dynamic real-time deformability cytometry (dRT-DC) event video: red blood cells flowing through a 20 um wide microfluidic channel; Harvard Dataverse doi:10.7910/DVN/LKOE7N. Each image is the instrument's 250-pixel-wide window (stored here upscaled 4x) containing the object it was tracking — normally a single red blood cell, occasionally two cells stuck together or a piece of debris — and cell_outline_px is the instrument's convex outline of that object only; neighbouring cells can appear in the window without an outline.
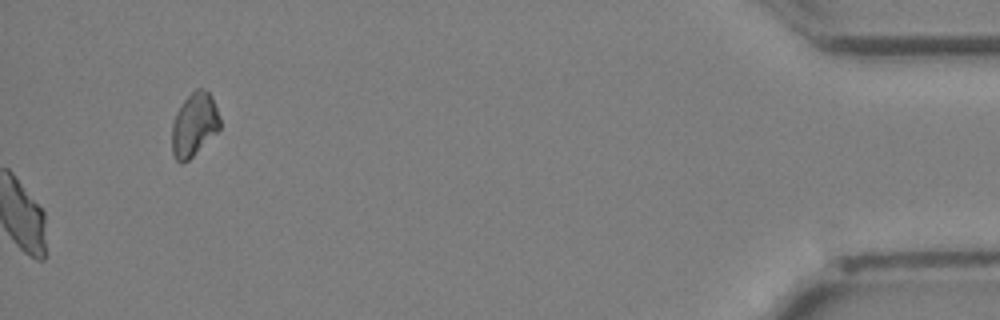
{"species": "Egyptian fruit bat (a non-hibernating species)", "species_latin": "Rousettus aegyptiacus", "temperature_condition": "cold", "stored_images_in_passage": 37, "camera_frame_rate_fps": 3000, "um_per_image_px": 0.085, "animal": {"sex": "female"}, "frame": {"image": 1, "passage_image": 37, "time_ms": 12.0, "image_size_px": [1000, 320], "cell_outline_px": [[220, 128], [188, 160], [180, 164], [176, 160], [172, 152], [172, 124], [176, 112], [180, 104], [196, 88], [204, 88], [212, 96], [220, 116]], "centroid_in_image_um": [16.49, 10.56], "position_along_channel_um": 418.7, "area_um2": 17.69}}